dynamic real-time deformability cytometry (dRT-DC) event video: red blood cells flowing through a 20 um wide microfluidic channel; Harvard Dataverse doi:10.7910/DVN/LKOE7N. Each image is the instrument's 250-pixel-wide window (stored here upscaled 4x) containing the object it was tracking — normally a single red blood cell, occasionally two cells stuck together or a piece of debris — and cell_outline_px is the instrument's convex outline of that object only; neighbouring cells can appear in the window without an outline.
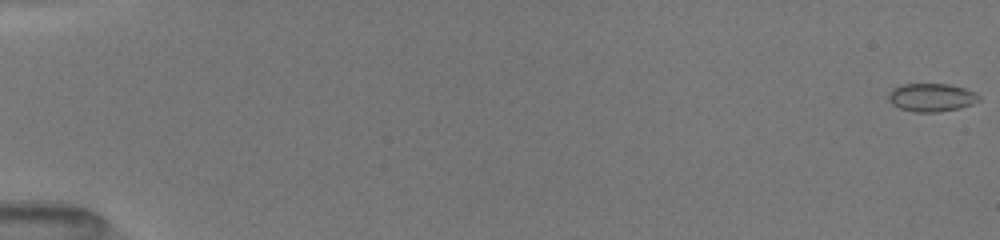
{"species": "common noctule bat (a hibernating species)", "species_latin": "Nyctalus noctula", "temperature_condition": "room temperature", "stored_images_in_passage": 30, "camera_frame_rate_fps": 3000, "um_per_image_px": 0.085, "animal": {"sex": "female", "body_mass_g": 19.5, "forearm_length_mm": 54.1}, "frame": {"image": 1, "passage_image": 1, "time_ms": 0.0, "image_size_px": [1000, 240], "cell_outline_px": [[980, 100], [972, 104], [960, 108], [936, 112], [912, 112], [900, 108], [892, 104], [888, 100], [888, 92], [892, 88], [900, 84], [948, 84], [964, 88], [976, 92], [980, 96]], "centroid_in_image_um": [79.15, 8.28], "position_along_channel_um": 5.8, "area_um2": 15.03}}
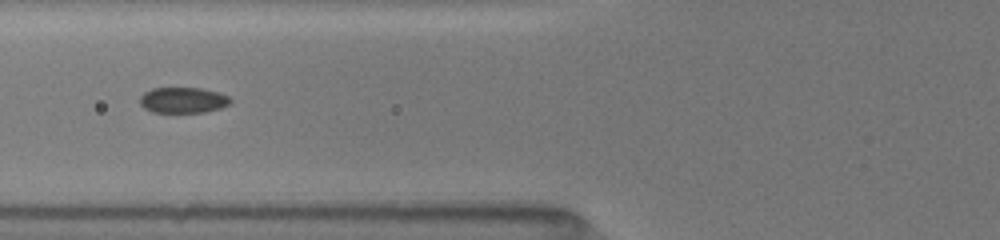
{"frame": {"image": 2, "passage_image": 20, "time_ms": 7.0, "image_size_px": [1000, 240], "cell_outline_px": [[232, 104], [220, 108], [204, 112], [152, 112], [144, 108], [140, 104], [140, 96], [144, 92], [152, 88], [200, 88], [220, 92], [228, 96], [232, 100]], "centroid_in_image_um": [15.58, 8.51], "position_along_channel_um": 110.2, "area_um2": 13.7}}
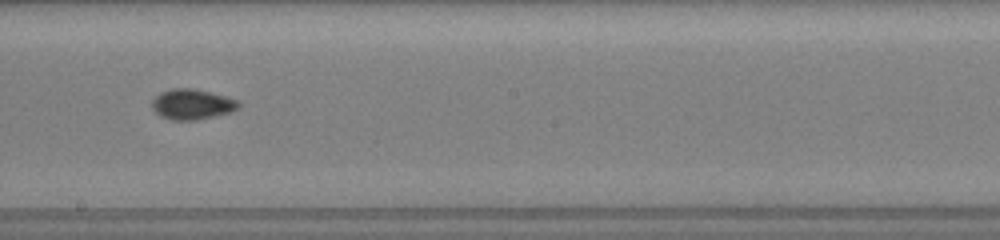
{"frame": {"image": 3, "passage_image": 28, "time_ms": 10.0, "image_size_px": [1000, 240], "cell_outline_px": [[240, 108], [228, 112], [196, 120], [172, 120], [160, 116], [152, 108], [152, 100], [160, 92], [172, 88], [192, 88], [228, 96], [236, 100], [240, 104]], "centroid_in_image_um": [16.31, 8.85], "position_along_channel_um": 231.9, "area_um2": 15.26}}